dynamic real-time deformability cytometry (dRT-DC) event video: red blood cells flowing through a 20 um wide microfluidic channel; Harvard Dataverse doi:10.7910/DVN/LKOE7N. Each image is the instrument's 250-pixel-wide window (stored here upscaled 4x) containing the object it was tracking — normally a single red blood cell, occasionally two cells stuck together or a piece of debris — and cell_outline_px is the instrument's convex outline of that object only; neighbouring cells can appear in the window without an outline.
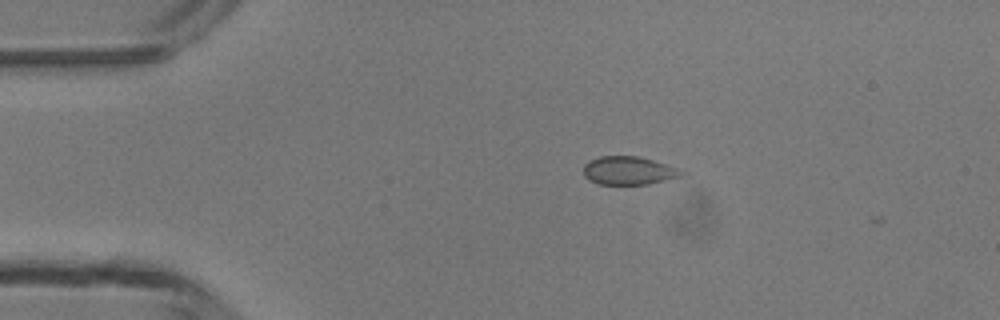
{"species": "common noctule bat (a hibernating species)", "species_latin": "Nyctalus noctula", "temperature_condition": "room temperature", "stored_images_in_passage": 3, "camera_frame_rate_fps": 3000, "um_per_image_px": 0.085, "animal": {"sex": "male", "body_mass_g": 13.3}, "frame": {"image": 1, "passage_image": 1, "time_ms": 0.0, "image_size_px": [1000, 320], "cell_outline_px": [[688, 172], [684, 176], [648, 184], [596, 184], [588, 180], [584, 176], [584, 164], [588, 160], [600, 156], [640, 156]], "centroid_in_image_um": [53.43, 14.5], "position_along_channel_um": 31.6, "area_um2": 16.3}}